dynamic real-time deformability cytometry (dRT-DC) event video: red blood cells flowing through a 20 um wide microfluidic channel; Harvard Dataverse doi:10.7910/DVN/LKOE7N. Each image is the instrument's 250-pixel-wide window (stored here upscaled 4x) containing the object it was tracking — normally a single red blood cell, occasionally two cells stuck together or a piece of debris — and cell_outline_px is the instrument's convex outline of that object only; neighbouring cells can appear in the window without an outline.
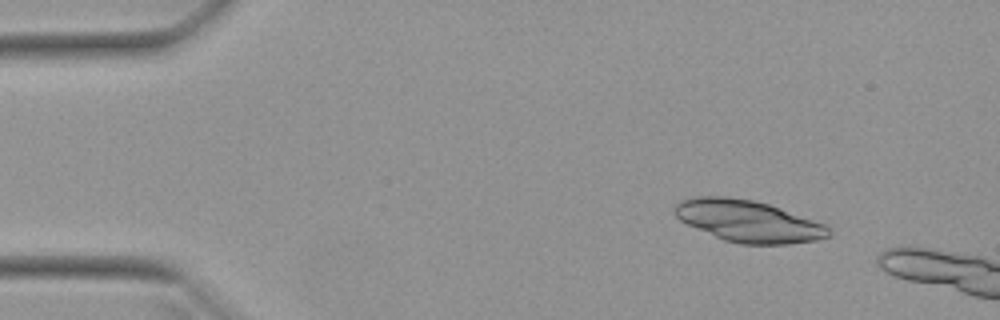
{"species": "Egyptian fruit bat (a non-hibernating species)", "species_latin": "Rousettus aegyptiacus", "temperature_condition": "warm", "stored_images_in_passage": 10, "camera_frame_rate_fps": 3000, "um_per_image_px": 0.085, "animal": {"sex": "female"}, "frame": {"image": 1, "passage_image": 6, "time_ms": 1.667, "image_size_px": [1000, 320], "cell_outline_px": [[832, 236], [816, 240], [788, 244], [740, 244], [724, 240], [688, 224], [680, 220], [672, 212], [672, 208], [680, 200], [696, 196], [728, 196], [752, 200], [768, 204], [780, 208], [824, 224], [828, 228]], "centroid_in_image_um": [63.57, 18.79], "position_along_channel_um": 21.4, "area_um2": 37.28}}